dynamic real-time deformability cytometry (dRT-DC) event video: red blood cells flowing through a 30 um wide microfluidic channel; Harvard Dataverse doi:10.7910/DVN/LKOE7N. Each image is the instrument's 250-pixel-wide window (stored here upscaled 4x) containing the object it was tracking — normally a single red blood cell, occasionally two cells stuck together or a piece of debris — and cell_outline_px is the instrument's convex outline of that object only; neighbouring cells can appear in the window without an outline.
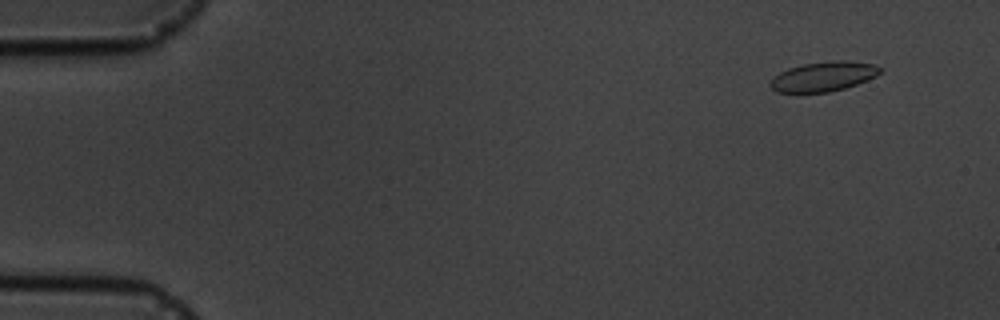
{"species": "common noctule bat (a hibernating species)", "species_latin": "Nyctalus noctula", "temperature_condition": "cold", "stored_images_in_passage": 7, "camera_frame_rate_fps": 3000, "um_per_image_px": 0.085, "animal": {"sex": "male", "body_mass_g": 19.5, "forearm_length_mm": 54.6}, "frame": {"image": 1, "passage_image": 2, "time_ms": 1.0, "image_size_px": [1000, 320], "cell_outline_px": [[880, 72], [876, 76], [868, 80], [844, 88], [828, 92], [776, 92], [768, 84], [780, 72], [788, 68], [804, 64], [840, 60], [848, 60], [872, 64], [880, 68]], "centroid_in_image_um": [69.99, 6.5], "position_along_channel_um": 15.0, "area_um2": 18.67}}
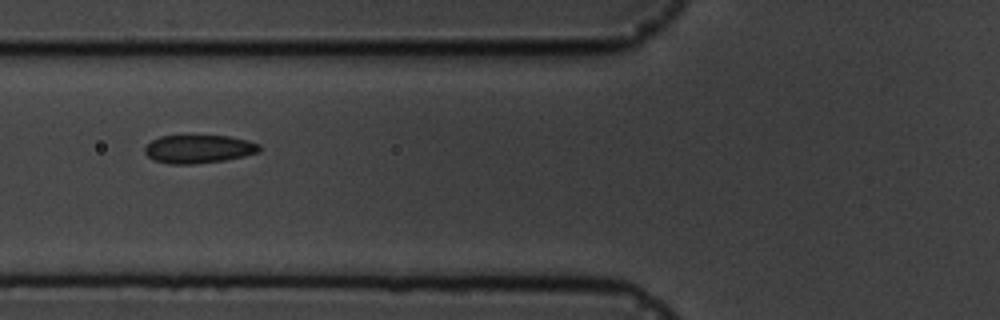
{"frame": {"image": 2, "passage_image": 6, "time_ms": 6.667, "image_size_px": [1000, 320], "cell_outline_px": [[260, 152], [244, 156], [224, 160], [192, 164], [172, 164], [156, 160], [148, 156], [144, 152], [144, 148], [152, 140], [160, 136], [228, 136], [248, 140], [260, 144]], "centroid_in_image_um": [16.91, 12.66], "position_along_channel_um": 108.9, "area_um2": 18.73}}
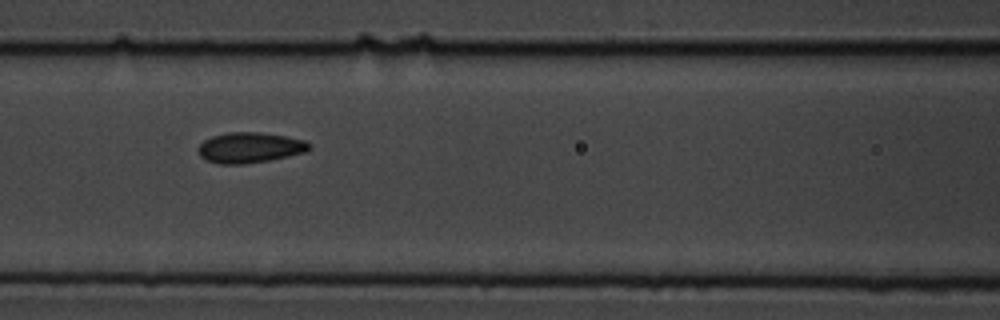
{"frame": {"image": 3, "passage_image": 7, "time_ms": 7.667, "image_size_px": [1000, 320], "cell_outline_px": [[312, 148], [304, 152], [288, 156], [268, 160], [244, 164], [220, 164], [208, 160], [200, 156], [200, 144], [204, 140], [212, 136], [228, 132], [256, 132], [284, 136], [304, 140], [312, 144]], "centroid_in_image_um": [21.26, 12.54], "position_along_channel_um": 145.3, "area_um2": 19.48}}